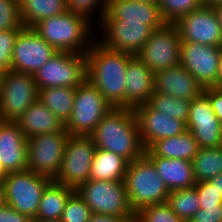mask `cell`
Segmentation results:
<instances>
[{
    "instance_id": "cell-1",
    "label": "cell",
    "mask_w": 222,
    "mask_h": 222,
    "mask_svg": "<svg viewBox=\"0 0 222 222\" xmlns=\"http://www.w3.org/2000/svg\"><path fill=\"white\" fill-rule=\"evenodd\" d=\"M133 56L108 50L97 40L86 52V79L113 108H125L126 68Z\"/></svg>"
},
{
    "instance_id": "cell-2",
    "label": "cell",
    "mask_w": 222,
    "mask_h": 222,
    "mask_svg": "<svg viewBox=\"0 0 222 222\" xmlns=\"http://www.w3.org/2000/svg\"><path fill=\"white\" fill-rule=\"evenodd\" d=\"M89 136L96 149L113 152L128 162L145 154L133 109L113 108Z\"/></svg>"
},
{
    "instance_id": "cell-3",
    "label": "cell",
    "mask_w": 222,
    "mask_h": 222,
    "mask_svg": "<svg viewBox=\"0 0 222 222\" xmlns=\"http://www.w3.org/2000/svg\"><path fill=\"white\" fill-rule=\"evenodd\" d=\"M33 30L57 52L86 54L92 46L88 42L95 40L90 33L91 22L70 11L40 21Z\"/></svg>"
},
{
    "instance_id": "cell-4",
    "label": "cell",
    "mask_w": 222,
    "mask_h": 222,
    "mask_svg": "<svg viewBox=\"0 0 222 222\" xmlns=\"http://www.w3.org/2000/svg\"><path fill=\"white\" fill-rule=\"evenodd\" d=\"M124 183L134 213L145 206L167 202L169 190L145 154L128 163Z\"/></svg>"
},
{
    "instance_id": "cell-5",
    "label": "cell",
    "mask_w": 222,
    "mask_h": 222,
    "mask_svg": "<svg viewBox=\"0 0 222 222\" xmlns=\"http://www.w3.org/2000/svg\"><path fill=\"white\" fill-rule=\"evenodd\" d=\"M112 109L98 89L86 79L76 87L74 107L65 123V130L70 135L89 136Z\"/></svg>"
},
{
    "instance_id": "cell-6",
    "label": "cell",
    "mask_w": 222,
    "mask_h": 222,
    "mask_svg": "<svg viewBox=\"0 0 222 222\" xmlns=\"http://www.w3.org/2000/svg\"><path fill=\"white\" fill-rule=\"evenodd\" d=\"M93 214L135 217L124 181L89 179L77 190Z\"/></svg>"
},
{
    "instance_id": "cell-7",
    "label": "cell",
    "mask_w": 222,
    "mask_h": 222,
    "mask_svg": "<svg viewBox=\"0 0 222 222\" xmlns=\"http://www.w3.org/2000/svg\"><path fill=\"white\" fill-rule=\"evenodd\" d=\"M51 181L49 177L30 170L9 172L3 180L6 204L34 219L44 189Z\"/></svg>"
},
{
    "instance_id": "cell-8",
    "label": "cell",
    "mask_w": 222,
    "mask_h": 222,
    "mask_svg": "<svg viewBox=\"0 0 222 222\" xmlns=\"http://www.w3.org/2000/svg\"><path fill=\"white\" fill-rule=\"evenodd\" d=\"M86 54L57 52L34 75L39 89L76 88L86 80Z\"/></svg>"
},
{
    "instance_id": "cell-9",
    "label": "cell",
    "mask_w": 222,
    "mask_h": 222,
    "mask_svg": "<svg viewBox=\"0 0 222 222\" xmlns=\"http://www.w3.org/2000/svg\"><path fill=\"white\" fill-rule=\"evenodd\" d=\"M38 100L34 75L8 70L0 89V119L15 122Z\"/></svg>"
},
{
    "instance_id": "cell-10",
    "label": "cell",
    "mask_w": 222,
    "mask_h": 222,
    "mask_svg": "<svg viewBox=\"0 0 222 222\" xmlns=\"http://www.w3.org/2000/svg\"><path fill=\"white\" fill-rule=\"evenodd\" d=\"M69 133H46L27 139V168L54 180L60 171Z\"/></svg>"
},
{
    "instance_id": "cell-11",
    "label": "cell",
    "mask_w": 222,
    "mask_h": 222,
    "mask_svg": "<svg viewBox=\"0 0 222 222\" xmlns=\"http://www.w3.org/2000/svg\"><path fill=\"white\" fill-rule=\"evenodd\" d=\"M95 150L90 136L69 135L62 165L54 181L77 190L89 180Z\"/></svg>"
},
{
    "instance_id": "cell-12",
    "label": "cell",
    "mask_w": 222,
    "mask_h": 222,
    "mask_svg": "<svg viewBox=\"0 0 222 222\" xmlns=\"http://www.w3.org/2000/svg\"><path fill=\"white\" fill-rule=\"evenodd\" d=\"M181 41L173 24L166 23L154 30L136 55L153 72L157 73L180 64Z\"/></svg>"
},
{
    "instance_id": "cell-13",
    "label": "cell",
    "mask_w": 222,
    "mask_h": 222,
    "mask_svg": "<svg viewBox=\"0 0 222 222\" xmlns=\"http://www.w3.org/2000/svg\"><path fill=\"white\" fill-rule=\"evenodd\" d=\"M101 22L103 35L97 42L108 50L132 55L140 52L154 31L144 23H124V20H115L107 12Z\"/></svg>"
},
{
    "instance_id": "cell-14",
    "label": "cell",
    "mask_w": 222,
    "mask_h": 222,
    "mask_svg": "<svg viewBox=\"0 0 222 222\" xmlns=\"http://www.w3.org/2000/svg\"><path fill=\"white\" fill-rule=\"evenodd\" d=\"M173 25L181 42L222 46V28L211 6L203 4L200 8L178 18Z\"/></svg>"
},
{
    "instance_id": "cell-15",
    "label": "cell",
    "mask_w": 222,
    "mask_h": 222,
    "mask_svg": "<svg viewBox=\"0 0 222 222\" xmlns=\"http://www.w3.org/2000/svg\"><path fill=\"white\" fill-rule=\"evenodd\" d=\"M57 50L48 44L33 28H23L16 37L11 70L35 75Z\"/></svg>"
},
{
    "instance_id": "cell-16",
    "label": "cell",
    "mask_w": 222,
    "mask_h": 222,
    "mask_svg": "<svg viewBox=\"0 0 222 222\" xmlns=\"http://www.w3.org/2000/svg\"><path fill=\"white\" fill-rule=\"evenodd\" d=\"M221 47L181 42L180 65L203 86L215 87L219 80Z\"/></svg>"
},
{
    "instance_id": "cell-17",
    "label": "cell",
    "mask_w": 222,
    "mask_h": 222,
    "mask_svg": "<svg viewBox=\"0 0 222 222\" xmlns=\"http://www.w3.org/2000/svg\"><path fill=\"white\" fill-rule=\"evenodd\" d=\"M186 128L193 134L199 148L222 145L221 122L213 112L209 97L204 92L191 101Z\"/></svg>"
},
{
    "instance_id": "cell-18",
    "label": "cell",
    "mask_w": 222,
    "mask_h": 222,
    "mask_svg": "<svg viewBox=\"0 0 222 222\" xmlns=\"http://www.w3.org/2000/svg\"><path fill=\"white\" fill-rule=\"evenodd\" d=\"M133 111L137 119L141 143L145 150L158 140L181 135L187 130L184 121L154 110L148 104L135 107Z\"/></svg>"
},
{
    "instance_id": "cell-19",
    "label": "cell",
    "mask_w": 222,
    "mask_h": 222,
    "mask_svg": "<svg viewBox=\"0 0 222 222\" xmlns=\"http://www.w3.org/2000/svg\"><path fill=\"white\" fill-rule=\"evenodd\" d=\"M0 160L8 173L28 170L27 138L16 122L0 123Z\"/></svg>"
},
{
    "instance_id": "cell-20",
    "label": "cell",
    "mask_w": 222,
    "mask_h": 222,
    "mask_svg": "<svg viewBox=\"0 0 222 222\" xmlns=\"http://www.w3.org/2000/svg\"><path fill=\"white\" fill-rule=\"evenodd\" d=\"M203 91V86L180 64L154 73V93L192 101Z\"/></svg>"
},
{
    "instance_id": "cell-21",
    "label": "cell",
    "mask_w": 222,
    "mask_h": 222,
    "mask_svg": "<svg viewBox=\"0 0 222 222\" xmlns=\"http://www.w3.org/2000/svg\"><path fill=\"white\" fill-rule=\"evenodd\" d=\"M125 108L147 104L154 94V73L136 55L126 68Z\"/></svg>"
},
{
    "instance_id": "cell-22",
    "label": "cell",
    "mask_w": 222,
    "mask_h": 222,
    "mask_svg": "<svg viewBox=\"0 0 222 222\" xmlns=\"http://www.w3.org/2000/svg\"><path fill=\"white\" fill-rule=\"evenodd\" d=\"M106 12L115 20H124V23H144L153 30L160 29L166 24L158 4L154 3L108 0Z\"/></svg>"
},
{
    "instance_id": "cell-23",
    "label": "cell",
    "mask_w": 222,
    "mask_h": 222,
    "mask_svg": "<svg viewBox=\"0 0 222 222\" xmlns=\"http://www.w3.org/2000/svg\"><path fill=\"white\" fill-rule=\"evenodd\" d=\"M145 155L154 163L169 192L195 186L196 180L191 161L157 157L149 149L145 150Z\"/></svg>"
},
{
    "instance_id": "cell-24",
    "label": "cell",
    "mask_w": 222,
    "mask_h": 222,
    "mask_svg": "<svg viewBox=\"0 0 222 222\" xmlns=\"http://www.w3.org/2000/svg\"><path fill=\"white\" fill-rule=\"evenodd\" d=\"M15 122L27 139L65 129V124L39 100L30 105Z\"/></svg>"
},
{
    "instance_id": "cell-25",
    "label": "cell",
    "mask_w": 222,
    "mask_h": 222,
    "mask_svg": "<svg viewBox=\"0 0 222 222\" xmlns=\"http://www.w3.org/2000/svg\"><path fill=\"white\" fill-rule=\"evenodd\" d=\"M148 149L157 157L192 161L199 147L193 134L186 130L181 135L158 140Z\"/></svg>"
},
{
    "instance_id": "cell-26",
    "label": "cell",
    "mask_w": 222,
    "mask_h": 222,
    "mask_svg": "<svg viewBox=\"0 0 222 222\" xmlns=\"http://www.w3.org/2000/svg\"><path fill=\"white\" fill-rule=\"evenodd\" d=\"M128 161L120 155L96 149L90 169L92 180L124 181Z\"/></svg>"
},
{
    "instance_id": "cell-27",
    "label": "cell",
    "mask_w": 222,
    "mask_h": 222,
    "mask_svg": "<svg viewBox=\"0 0 222 222\" xmlns=\"http://www.w3.org/2000/svg\"><path fill=\"white\" fill-rule=\"evenodd\" d=\"M74 191L52 180L44 189L35 219L60 220L66 201Z\"/></svg>"
},
{
    "instance_id": "cell-28",
    "label": "cell",
    "mask_w": 222,
    "mask_h": 222,
    "mask_svg": "<svg viewBox=\"0 0 222 222\" xmlns=\"http://www.w3.org/2000/svg\"><path fill=\"white\" fill-rule=\"evenodd\" d=\"M20 16L25 28L68 11L66 0H19Z\"/></svg>"
},
{
    "instance_id": "cell-29",
    "label": "cell",
    "mask_w": 222,
    "mask_h": 222,
    "mask_svg": "<svg viewBox=\"0 0 222 222\" xmlns=\"http://www.w3.org/2000/svg\"><path fill=\"white\" fill-rule=\"evenodd\" d=\"M75 91L69 87L43 88L38 90V100L65 124L72 114Z\"/></svg>"
},
{
    "instance_id": "cell-30",
    "label": "cell",
    "mask_w": 222,
    "mask_h": 222,
    "mask_svg": "<svg viewBox=\"0 0 222 222\" xmlns=\"http://www.w3.org/2000/svg\"><path fill=\"white\" fill-rule=\"evenodd\" d=\"M191 162L196 182L208 181L216 177L222 173V145L199 148Z\"/></svg>"
},
{
    "instance_id": "cell-31",
    "label": "cell",
    "mask_w": 222,
    "mask_h": 222,
    "mask_svg": "<svg viewBox=\"0 0 222 222\" xmlns=\"http://www.w3.org/2000/svg\"><path fill=\"white\" fill-rule=\"evenodd\" d=\"M167 203L172 211L185 222L201 209L199 196L195 187L170 191Z\"/></svg>"
},
{
    "instance_id": "cell-32",
    "label": "cell",
    "mask_w": 222,
    "mask_h": 222,
    "mask_svg": "<svg viewBox=\"0 0 222 222\" xmlns=\"http://www.w3.org/2000/svg\"><path fill=\"white\" fill-rule=\"evenodd\" d=\"M189 100L179 99L168 94L154 93L148 101V105L154 109L166 113L171 118L180 119L186 123L190 109Z\"/></svg>"
},
{
    "instance_id": "cell-33",
    "label": "cell",
    "mask_w": 222,
    "mask_h": 222,
    "mask_svg": "<svg viewBox=\"0 0 222 222\" xmlns=\"http://www.w3.org/2000/svg\"><path fill=\"white\" fill-rule=\"evenodd\" d=\"M202 5L203 0H158L161 16L166 23L170 24Z\"/></svg>"
},
{
    "instance_id": "cell-34",
    "label": "cell",
    "mask_w": 222,
    "mask_h": 222,
    "mask_svg": "<svg viewBox=\"0 0 222 222\" xmlns=\"http://www.w3.org/2000/svg\"><path fill=\"white\" fill-rule=\"evenodd\" d=\"M135 222H185L179 218L167 202L148 205L135 213Z\"/></svg>"
},
{
    "instance_id": "cell-35",
    "label": "cell",
    "mask_w": 222,
    "mask_h": 222,
    "mask_svg": "<svg viewBox=\"0 0 222 222\" xmlns=\"http://www.w3.org/2000/svg\"><path fill=\"white\" fill-rule=\"evenodd\" d=\"M92 211L84 199L75 190L67 199L62 216V222H88Z\"/></svg>"
},
{
    "instance_id": "cell-36",
    "label": "cell",
    "mask_w": 222,
    "mask_h": 222,
    "mask_svg": "<svg viewBox=\"0 0 222 222\" xmlns=\"http://www.w3.org/2000/svg\"><path fill=\"white\" fill-rule=\"evenodd\" d=\"M23 28L19 0H0V31Z\"/></svg>"
},
{
    "instance_id": "cell-37",
    "label": "cell",
    "mask_w": 222,
    "mask_h": 222,
    "mask_svg": "<svg viewBox=\"0 0 222 222\" xmlns=\"http://www.w3.org/2000/svg\"><path fill=\"white\" fill-rule=\"evenodd\" d=\"M107 2L108 0H66V5L68 11L87 19L91 23H94L92 22L93 19L91 17V12H93L96 7L99 8L100 10L98 9L96 12H100V16L98 18L102 20L107 9Z\"/></svg>"
},
{
    "instance_id": "cell-38",
    "label": "cell",
    "mask_w": 222,
    "mask_h": 222,
    "mask_svg": "<svg viewBox=\"0 0 222 222\" xmlns=\"http://www.w3.org/2000/svg\"><path fill=\"white\" fill-rule=\"evenodd\" d=\"M22 29L0 31V70L5 73L11 70L12 52L16 37Z\"/></svg>"
},
{
    "instance_id": "cell-39",
    "label": "cell",
    "mask_w": 222,
    "mask_h": 222,
    "mask_svg": "<svg viewBox=\"0 0 222 222\" xmlns=\"http://www.w3.org/2000/svg\"><path fill=\"white\" fill-rule=\"evenodd\" d=\"M201 207H217L222 204L221 195L209 181L196 182L195 186Z\"/></svg>"
},
{
    "instance_id": "cell-40",
    "label": "cell",
    "mask_w": 222,
    "mask_h": 222,
    "mask_svg": "<svg viewBox=\"0 0 222 222\" xmlns=\"http://www.w3.org/2000/svg\"><path fill=\"white\" fill-rule=\"evenodd\" d=\"M189 222H222V204H217V207H201Z\"/></svg>"
},
{
    "instance_id": "cell-41",
    "label": "cell",
    "mask_w": 222,
    "mask_h": 222,
    "mask_svg": "<svg viewBox=\"0 0 222 222\" xmlns=\"http://www.w3.org/2000/svg\"><path fill=\"white\" fill-rule=\"evenodd\" d=\"M203 92L209 97L211 108L222 123V89L218 87H207L204 88Z\"/></svg>"
},
{
    "instance_id": "cell-42",
    "label": "cell",
    "mask_w": 222,
    "mask_h": 222,
    "mask_svg": "<svg viewBox=\"0 0 222 222\" xmlns=\"http://www.w3.org/2000/svg\"><path fill=\"white\" fill-rule=\"evenodd\" d=\"M0 222H31V218L5 204L0 207Z\"/></svg>"
},
{
    "instance_id": "cell-43",
    "label": "cell",
    "mask_w": 222,
    "mask_h": 222,
    "mask_svg": "<svg viewBox=\"0 0 222 222\" xmlns=\"http://www.w3.org/2000/svg\"><path fill=\"white\" fill-rule=\"evenodd\" d=\"M88 222H135V217L92 214Z\"/></svg>"
},
{
    "instance_id": "cell-44",
    "label": "cell",
    "mask_w": 222,
    "mask_h": 222,
    "mask_svg": "<svg viewBox=\"0 0 222 222\" xmlns=\"http://www.w3.org/2000/svg\"><path fill=\"white\" fill-rule=\"evenodd\" d=\"M208 181L214 186L215 190L222 197V173L218 174L216 177H214Z\"/></svg>"
},
{
    "instance_id": "cell-45",
    "label": "cell",
    "mask_w": 222,
    "mask_h": 222,
    "mask_svg": "<svg viewBox=\"0 0 222 222\" xmlns=\"http://www.w3.org/2000/svg\"><path fill=\"white\" fill-rule=\"evenodd\" d=\"M212 7L217 15L218 21H219L220 26L222 28V3L212 6Z\"/></svg>"
},
{
    "instance_id": "cell-46",
    "label": "cell",
    "mask_w": 222,
    "mask_h": 222,
    "mask_svg": "<svg viewBox=\"0 0 222 222\" xmlns=\"http://www.w3.org/2000/svg\"><path fill=\"white\" fill-rule=\"evenodd\" d=\"M6 204L5 187L3 182H0V207Z\"/></svg>"
},
{
    "instance_id": "cell-47",
    "label": "cell",
    "mask_w": 222,
    "mask_h": 222,
    "mask_svg": "<svg viewBox=\"0 0 222 222\" xmlns=\"http://www.w3.org/2000/svg\"><path fill=\"white\" fill-rule=\"evenodd\" d=\"M215 87L222 89V46H221V53H220L219 80H218L217 85Z\"/></svg>"
},
{
    "instance_id": "cell-48",
    "label": "cell",
    "mask_w": 222,
    "mask_h": 222,
    "mask_svg": "<svg viewBox=\"0 0 222 222\" xmlns=\"http://www.w3.org/2000/svg\"><path fill=\"white\" fill-rule=\"evenodd\" d=\"M7 175H8V172L5 170L0 160V182H3V180L5 179Z\"/></svg>"
},
{
    "instance_id": "cell-49",
    "label": "cell",
    "mask_w": 222,
    "mask_h": 222,
    "mask_svg": "<svg viewBox=\"0 0 222 222\" xmlns=\"http://www.w3.org/2000/svg\"><path fill=\"white\" fill-rule=\"evenodd\" d=\"M222 3V0H203V4L207 6H215Z\"/></svg>"
},
{
    "instance_id": "cell-50",
    "label": "cell",
    "mask_w": 222,
    "mask_h": 222,
    "mask_svg": "<svg viewBox=\"0 0 222 222\" xmlns=\"http://www.w3.org/2000/svg\"><path fill=\"white\" fill-rule=\"evenodd\" d=\"M31 222H62L61 220H37V219H31Z\"/></svg>"
},
{
    "instance_id": "cell-51",
    "label": "cell",
    "mask_w": 222,
    "mask_h": 222,
    "mask_svg": "<svg viewBox=\"0 0 222 222\" xmlns=\"http://www.w3.org/2000/svg\"><path fill=\"white\" fill-rule=\"evenodd\" d=\"M132 1L158 4V0H132Z\"/></svg>"
},
{
    "instance_id": "cell-52",
    "label": "cell",
    "mask_w": 222,
    "mask_h": 222,
    "mask_svg": "<svg viewBox=\"0 0 222 222\" xmlns=\"http://www.w3.org/2000/svg\"><path fill=\"white\" fill-rule=\"evenodd\" d=\"M2 79H3V72L0 70V89H1V82H2Z\"/></svg>"
}]
</instances>
